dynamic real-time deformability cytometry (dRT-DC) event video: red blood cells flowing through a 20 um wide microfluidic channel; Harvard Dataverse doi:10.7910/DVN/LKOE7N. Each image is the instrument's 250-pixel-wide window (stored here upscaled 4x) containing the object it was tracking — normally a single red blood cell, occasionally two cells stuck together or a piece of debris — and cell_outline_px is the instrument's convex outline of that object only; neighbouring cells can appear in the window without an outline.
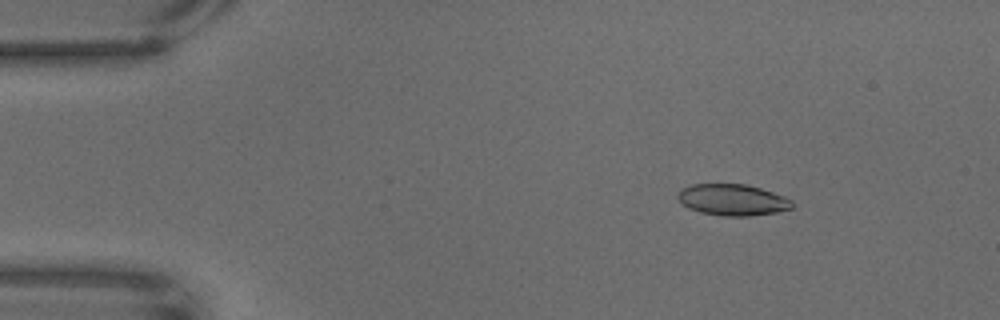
{"species": "common noctule bat (a hibernating species)", "species_latin": "Nyctalus noctula", "temperature_condition": "warm", "stored_images_in_passage": 68, "camera_frame_rate_fps": 3000, "um_per_image_px": 0.085, "animal": {"sex": "male", "body_mass_g": 18.8}, "frame": {"image": 1, "passage_image": 10, "time_ms": 3.0, "image_size_px": [1000, 320], "cell_outline_px": [[792, 208], [776, 212], [748, 216], [724, 216], [700, 212], [688, 208], [680, 204], [676, 196], [676, 192], [692, 184], [748, 184], [784, 196], [792, 200]], "centroid_in_image_um": [62.22, 16.98], "position_along_channel_um": 22.8, "area_um2": 20.98}}
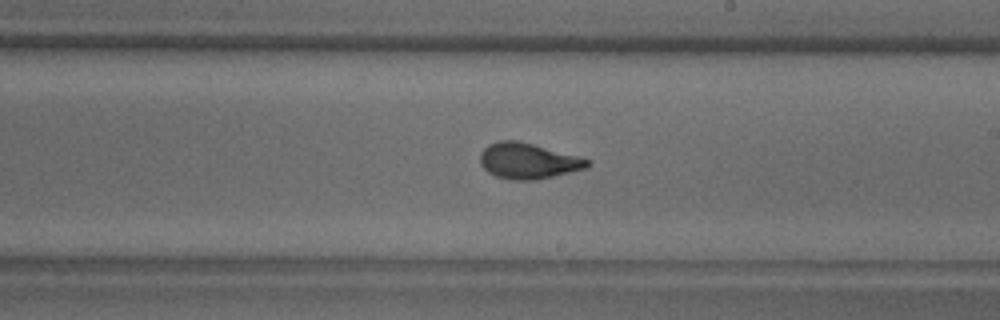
{"frame": {"image": 2, "passage_image": 40, "time_ms": 13.0, "image_size_px": [1000, 320], "cell_outline_px": [[592, 164], [588, 168], [536, 180], [512, 180], [496, 176], [488, 172], [480, 164], [480, 152], [488, 144], [500, 140], [516, 140], [580, 156], [592, 160]], "centroid_in_image_um": [44.92, 13.68], "position_along_channel_um": 244.1, "area_um2": 22.54}}
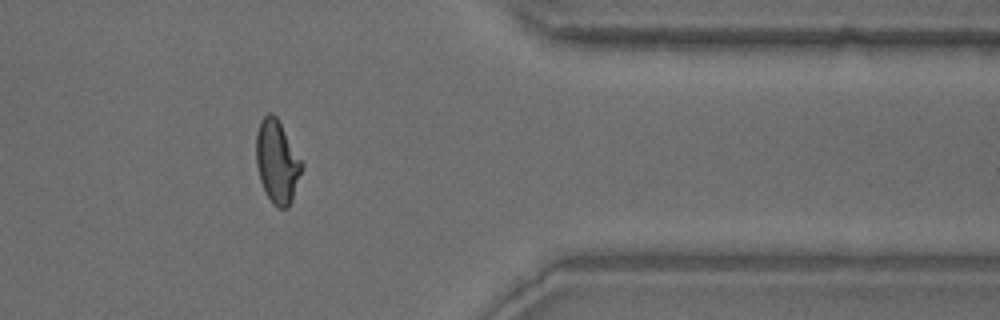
{"frame": {"image": 3, "passage_image": 56, "time_ms": 18.333, "image_size_px": [1000, 320], "cell_outline_px": [[304, 168], [292, 200], [288, 208], [280, 208], [272, 204], [260, 180], [256, 164], [256, 132], [260, 120], [268, 112], [272, 112], [276, 116], [304, 164]], "centroid_in_image_um": [23.56, 13.74], "position_along_channel_um": 387.8, "area_um2": 22.2}}